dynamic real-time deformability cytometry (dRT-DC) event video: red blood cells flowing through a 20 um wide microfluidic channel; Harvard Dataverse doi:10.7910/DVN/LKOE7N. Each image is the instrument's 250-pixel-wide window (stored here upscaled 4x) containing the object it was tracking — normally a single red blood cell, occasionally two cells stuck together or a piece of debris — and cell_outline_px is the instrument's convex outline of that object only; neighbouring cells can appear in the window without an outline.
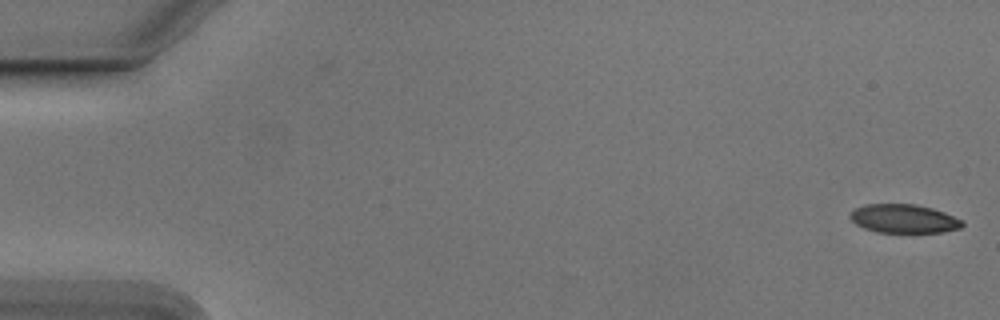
{"species": "Egyptian fruit bat (a non-hibernating species)", "species_latin": "Rousettus aegyptiacus", "temperature_condition": "cold", "stored_images_in_passage": 54, "camera_frame_rate_fps": 3000, "um_per_image_px": 0.085, "animal": {"sex": "male"}, "frame": {"image": 1, "passage_image": 1, "time_ms": 0.0, "image_size_px": [1000, 320], "cell_outline_px": [[964, 224], [960, 228], [944, 232], [876, 232], [864, 228], [856, 224], [848, 216], [848, 212], [864, 204], [912, 204], [932, 208], [944, 212], [964, 220]], "centroid_in_image_um": [76.81, 18.58], "position_along_channel_um": 8.2, "area_um2": 18.84}}
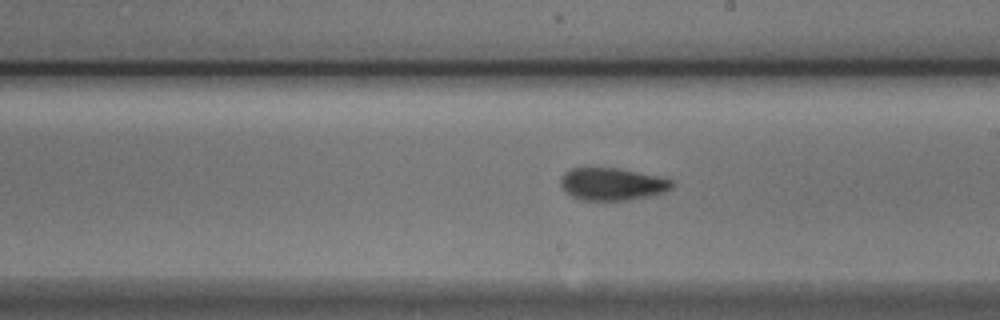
{"frame": {"image": 2, "passage_image": 31, "time_ms": 10.0, "image_size_px": [1000, 320], "cell_outline_px": [[672, 188], [664, 192], [648, 196], [628, 200], [580, 200], [572, 196], [560, 184], [560, 180], [564, 172], [572, 168], [616, 168], [656, 176], [672, 180]], "centroid_in_image_um": [52.01, 15.65], "position_along_channel_um": 237.0, "area_um2": 20.69}}
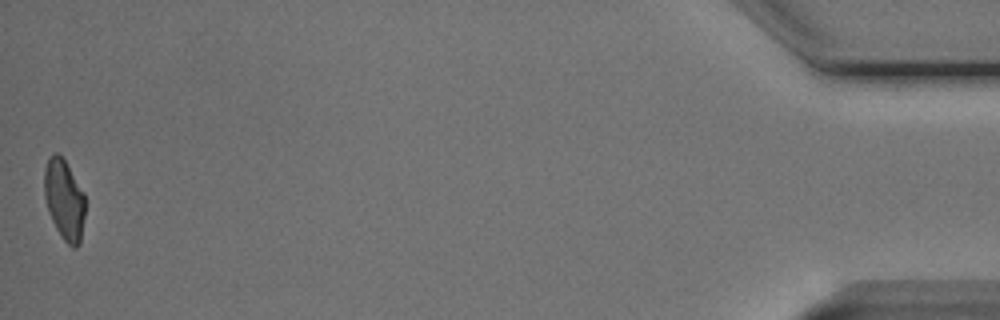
{"frame": {"image": 3, "passage_image": 54, "time_ms": 17.667, "image_size_px": [1000, 320], "cell_outline_px": [[84, 216], [80, 244], [76, 248], [72, 248], [64, 240], [56, 228], [48, 212], [44, 196], [44, 168], [48, 156], [52, 152], [56, 152], [64, 160], [84, 192]], "centroid_in_image_um": [5.44, 16.96], "position_along_channel_um": 429.8, "area_um2": 19.19}, "authors_computed_cell_mechanics": {"area_um2": 20.23, "velocity_mm_per_s": 3.7675, "shape_relaxation_time_tau1_ms": 3.9621, "shape_relaxation_time_tau2_ms": 1.9797, "deformation_change_tau1": 0.1192, "deformation_change_tau2": 0.072}}